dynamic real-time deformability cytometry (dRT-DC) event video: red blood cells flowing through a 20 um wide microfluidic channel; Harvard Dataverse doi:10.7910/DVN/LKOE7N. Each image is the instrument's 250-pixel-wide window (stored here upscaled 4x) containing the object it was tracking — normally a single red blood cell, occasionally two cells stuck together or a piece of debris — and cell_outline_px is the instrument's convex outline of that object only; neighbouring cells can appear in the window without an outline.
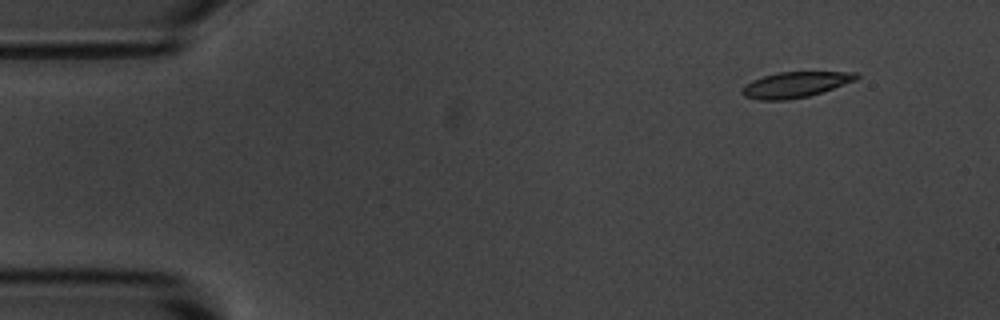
{"species": "common noctule bat (a hibernating species)", "species_latin": "Nyctalus noctula", "temperature_condition": "room temperature", "stored_images_in_passage": 3, "camera_frame_rate_fps": 3000, "um_per_image_px": 0.085, "animal": {"sex": "male", "body_mass_g": 20.1, "forearm_length_mm": 53.5}, "frame": {"image": 1, "passage_image": 1, "time_ms": 0.0, "image_size_px": [1000, 320], "cell_outline_px": [[860, 76], [856, 80], [808, 96], [788, 100], [760, 100], [744, 96], [740, 92], [752, 80], [764, 76], [780, 72], [856, 72]], "centroid_in_image_um": [67.6, 7.2], "position_along_channel_um": 17.4, "area_um2": 16.76}}
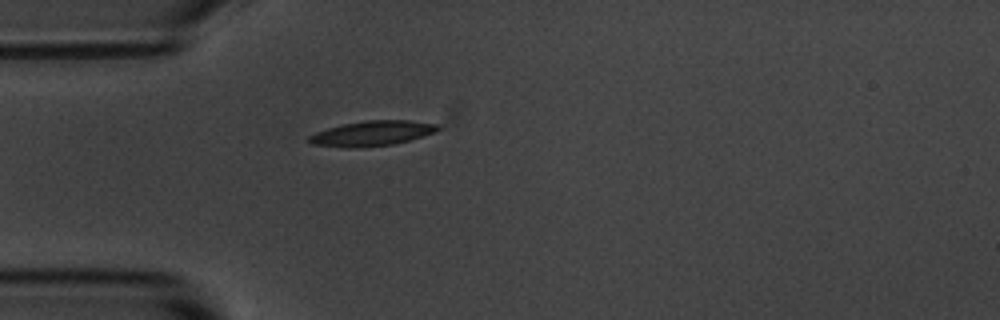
{"frame": {"image": 2, "passage_image": 3, "time_ms": 3.333, "image_size_px": [1000, 320], "cell_outline_px": [[440, 128], [436, 132], [408, 140], [392, 144], [348, 148], [312, 144], [308, 140], [308, 136], [316, 132], [328, 128], [344, 124], [368, 120], [408, 120], [440, 124]], "centroid_in_image_um": [31.64, 11.32], "position_along_channel_um": 53.4, "area_um2": 18.55}}